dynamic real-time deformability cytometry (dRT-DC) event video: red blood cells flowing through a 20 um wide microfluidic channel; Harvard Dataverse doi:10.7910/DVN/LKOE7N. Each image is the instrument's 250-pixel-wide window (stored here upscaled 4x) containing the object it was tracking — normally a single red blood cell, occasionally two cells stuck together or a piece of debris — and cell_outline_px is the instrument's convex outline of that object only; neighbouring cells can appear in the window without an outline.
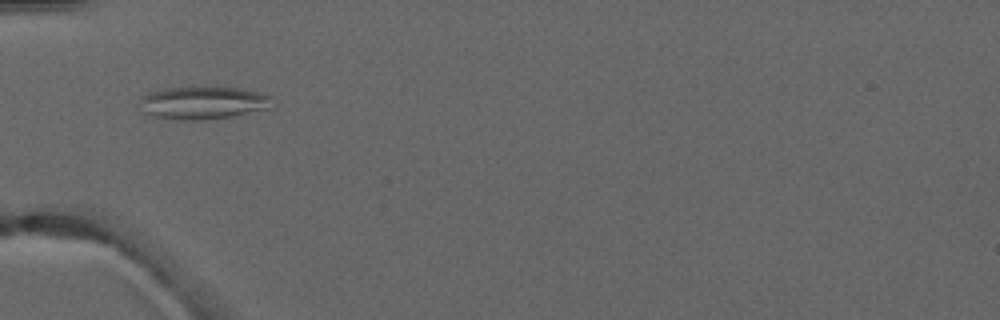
{"species": "common noctule bat (a hibernating species)", "species_latin": "Nyctalus noctula", "temperature_condition": "warm", "stored_images_in_passage": 5, "camera_frame_rate_fps": 3000, "um_per_image_px": 0.085, "animal": {"sex": "male", "forearm_length_mm": 52.5}, "frame": {"image": 1, "passage_image": 5, "time_ms": 4.667, "image_size_px": [1000, 320], "cell_outline_px": [[272, 96], [268, 108], [232, 116], [192, 120], [184, 120], [152, 116], [140, 112], [140, 96], [148, 92], [164, 88], [192, 84], [240, 88], [260, 92]], "centroid_in_image_um": [17.16, 8.68], "position_along_channel_um": 67.8, "area_um2": 26.07}}